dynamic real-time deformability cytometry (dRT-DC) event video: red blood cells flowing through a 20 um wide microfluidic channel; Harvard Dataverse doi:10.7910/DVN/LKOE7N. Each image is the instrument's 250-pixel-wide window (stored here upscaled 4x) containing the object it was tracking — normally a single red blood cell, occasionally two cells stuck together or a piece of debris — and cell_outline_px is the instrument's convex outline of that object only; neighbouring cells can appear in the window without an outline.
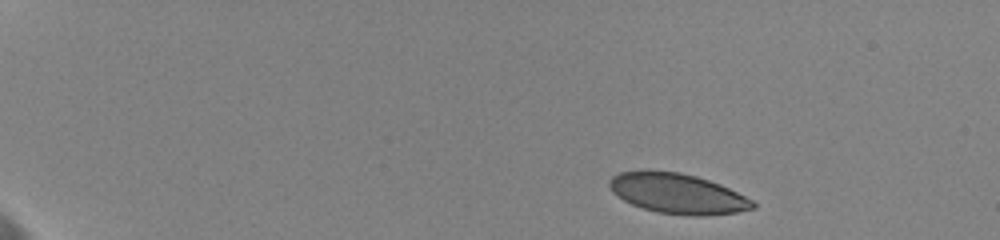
{"species": "human", "species_latin": "Homo sapiens", "temperature_condition": "cold", "stored_images_in_passage": 44, "camera_frame_rate_fps": 3000, "um_per_image_px": 0.085, "donor": {"sex": "female"}, "frame": {"image": 1, "passage_image": 1, "time_ms": 0.0, "image_size_px": [1000, 240], "cell_outline_px": [[756, 208], [736, 212], [704, 216], [692, 216], [656, 212], [632, 204], [624, 200], [612, 192], [608, 184], [608, 180], [612, 176], [620, 172], [640, 168], [680, 172], [696, 176], [720, 184], [752, 200], [756, 204]], "centroid_in_image_um": [57.54, 16.42], "position_along_channel_um": 27.5, "area_um2": 33.93}}
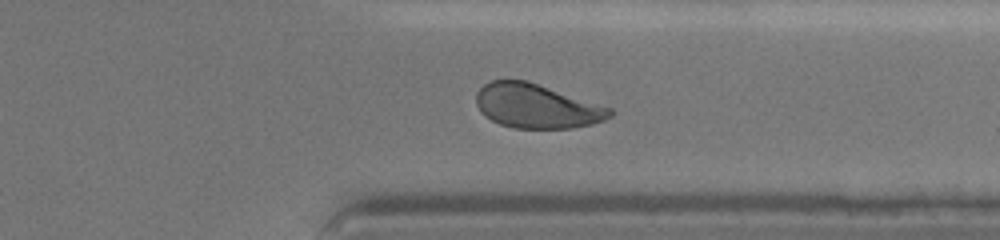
{"frame": {"image": 2, "passage_image": 37, "time_ms": 13.0, "image_size_px": [1000, 240], "cell_outline_px": [[612, 116], [604, 120], [592, 124], [572, 128], [516, 128], [500, 124], [492, 120], [480, 112], [476, 104], [476, 92], [484, 84], [492, 80], [528, 80], [612, 108]], "centroid_in_image_um": [45.61, 9.01], "position_along_channel_um": 365.8, "area_um2": 34.51}}
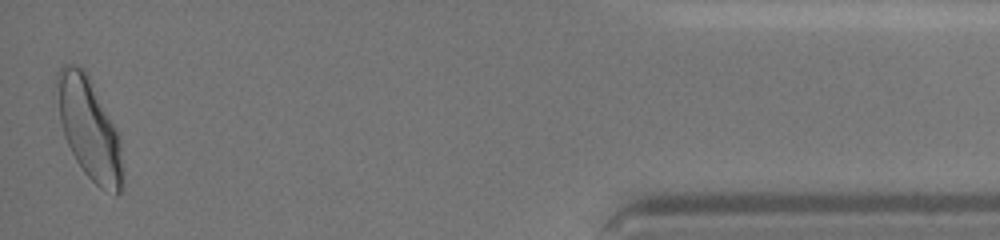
{"frame": {"image": 3, "passage_image": 44, "time_ms": 16.333, "image_size_px": [1000, 240], "cell_outline_px": [[124, 180], [120, 192], [116, 196], [100, 188], [84, 172], [76, 160], [64, 136], [60, 120], [56, 84], [56, 72], [64, 64], [76, 64], [88, 76], [116, 128], [120, 136], [124, 176]], "centroid_in_image_um": [7.6, 10.98], "position_along_channel_um": 427.6, "area_um2": 38.55}, "authors_computed_cell_mechanics": {"area_um2": 35.0268, "velocity_mm_per_s": 3.5517, "shape_relaxation_time_tau1_ms": 3.0233, "shape_relaxation_time_tau2_ms": 0.8834, "deformation_change_tau1": 0.1122, "deformation_change_tau2": 0.0347}}